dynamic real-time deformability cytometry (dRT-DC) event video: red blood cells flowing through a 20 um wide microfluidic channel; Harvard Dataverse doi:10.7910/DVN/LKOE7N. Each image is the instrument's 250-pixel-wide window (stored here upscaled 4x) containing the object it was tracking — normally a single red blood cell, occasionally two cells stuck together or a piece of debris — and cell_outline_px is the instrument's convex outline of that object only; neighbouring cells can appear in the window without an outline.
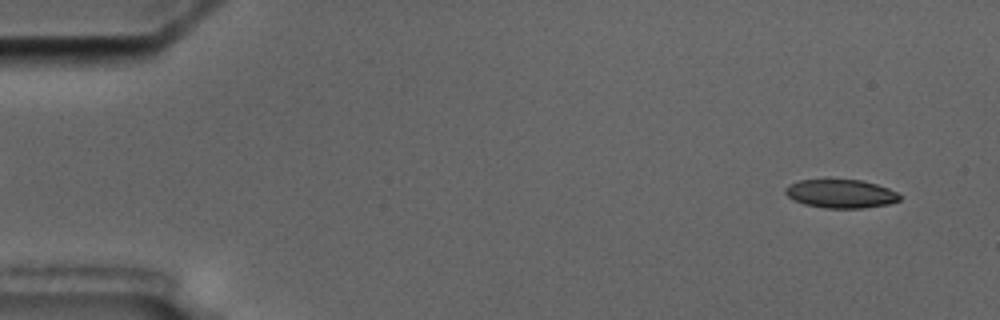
{"species": "common noctule bat (a hibernating species)", "species_latin": "Nyctalus noctula", "temperature_condition": "cold", "stored_images_in_passage": 5, "camera_frame_rate_fps": 3000, "um_per_image_px": 0.085, "animal": {"sex": "male", "body_mass_g": 17.5, "forearm_length_mm": 52.3}, "frame": {"image": 1, "passage_image": 1, "time_ms": 0.0, "image_size_px": [1000, 320], "cell_outline_px": [[900, 200], [888, 204], [864, 208], [824, 208], [804, 204], [788, 196], [784, 192], [784, 188], [788, 184], [800, 180], [860, 180], [876, 184], [888, 188], [896, 192], [900, 196]], "centroid_in_image_um": [71.45, 16.47], "position_along_channel_um": 13.5, "area_um2": 18.9}}
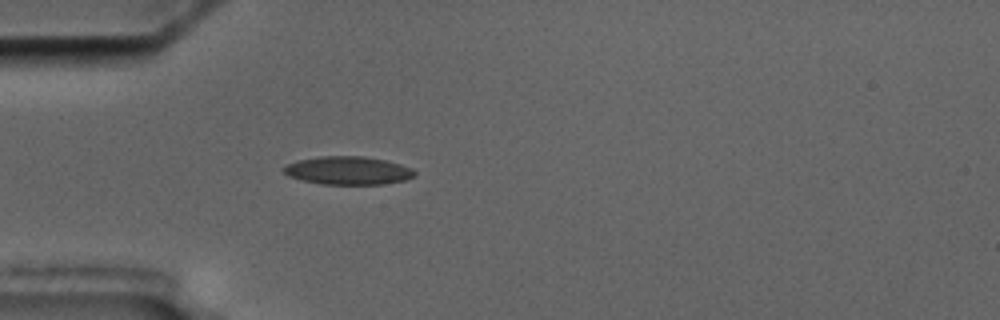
{"frame": {"image": 2, "passage_image": 5, "time_ms": 4.333, "image_size_px": [1000, 320], "cell_outline_px": [[416, 176], [404, 180], [384, 184], [320, 184], [300, 180], [288, 176], [284, 172], [284, 164], [296, 160], [320, 156], [364, 156], [384, 160], [400, 164], [412, 168], [416, 172]], "centroid_in_image_um": [29.56, 14.49], "position_along_channel_um": 55.4, "area_um2": 21.68}}